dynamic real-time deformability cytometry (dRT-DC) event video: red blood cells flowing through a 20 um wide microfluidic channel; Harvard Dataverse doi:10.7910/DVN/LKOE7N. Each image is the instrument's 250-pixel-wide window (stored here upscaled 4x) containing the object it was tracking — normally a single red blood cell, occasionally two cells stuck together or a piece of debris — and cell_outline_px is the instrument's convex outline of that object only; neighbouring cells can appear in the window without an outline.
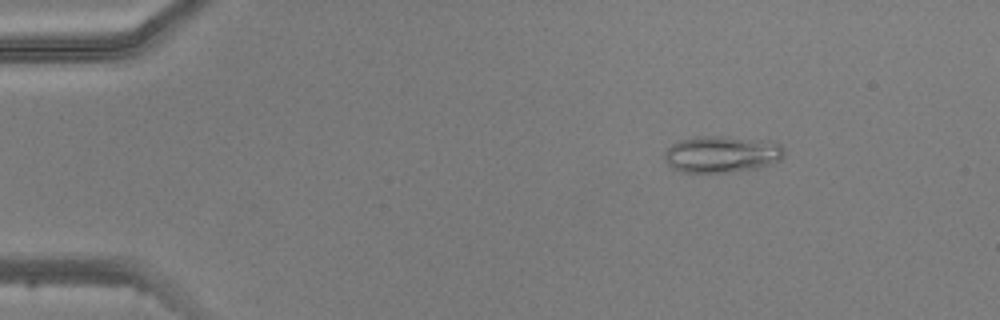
{"species": "common noctule bat (a hibernating species)", "species_latin": "Nyctalus noctula", "temperature_condition": "warm", "stored_images_in_passage": 4, "camera_frame_rate_fps": 3000, "um_per_image_px": 0.085, "animal": {"sex": "male", "body_mass_g": 20.5, "forearm_length_mm": 52.5}, "frame": {"image": 1, "passage_image": 2, "time_ms": 1.0, "image_size_px": [1000, 320], "cell_outline_px": [[784, 156], [780, 160], [772, 164], [756, 168], [732, 172], [680, 172], [672, 168], [664, 160], [664, 152], [672, 144], [680, 140], [696, 136], [720, 136], [768, 140], [780, 144], [784, 148]], "centroid_in_image_um": [61.36, 13.1], "position_along_channel_um": 23.6, "area_um2": 25.84}}